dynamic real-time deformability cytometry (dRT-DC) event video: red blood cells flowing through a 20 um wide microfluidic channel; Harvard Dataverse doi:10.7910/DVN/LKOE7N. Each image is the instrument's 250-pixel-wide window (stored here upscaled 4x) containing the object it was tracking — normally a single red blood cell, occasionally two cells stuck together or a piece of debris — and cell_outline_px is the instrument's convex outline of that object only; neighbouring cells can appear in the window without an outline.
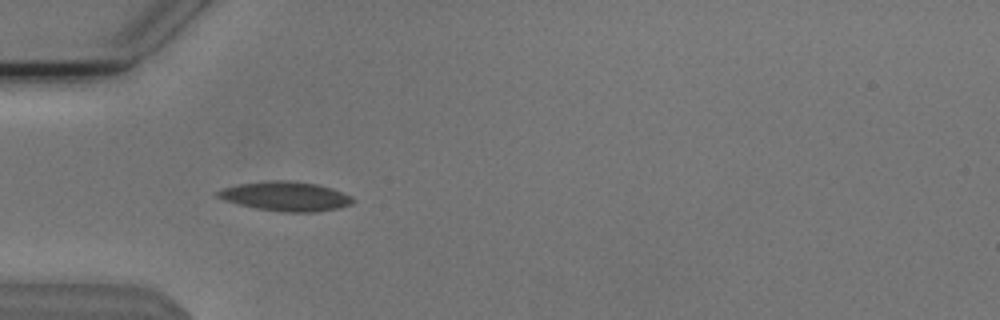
{"species": "Egyptian fruit bat (a non-hibernating species)", "species_latin": "Rousettus aegyptiacus", "temperature_condition": "cold", "stored_images_in_passage": 53, "camera_frame_rate_fps": 3000, "um_per_image_px": 0.085, "animal": {"sex": "male"}, "frame": {"image": 1, "passage_image": 16, "time_ms": 5.0, "image_size_px": [1000, 320], "cell_outline_px": [[356, 200], [352, 204], [340, 208], [316, 212], [284, 212], [256, 208], [224, 200], [216, 196], [216, 192], [224, 188], [240, 184], [272, 180], [288, 180], [316, 184], [332, 188], [352, 196]], "centroid_in_image_um": [24.34, 16.69], "position_along_channel_um": 60.7, "area_um2": 23.06}}
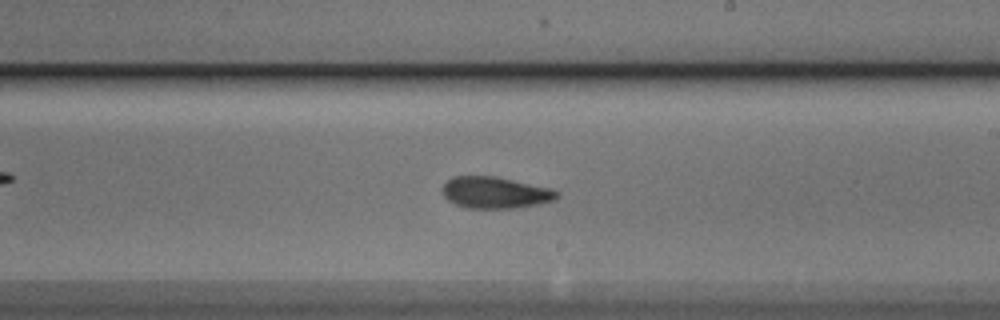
{"frame": {"image": 2, "passage_image": 31, "time_ms": 10.0, "image_size_px": [1000, 320], "cell_outline_px": [[560, 196], [556, 200], [516, 208], [464, 208], [448, 200], [444, 196], [444, 184], [452, 176], [492, 176], [552, 188], [560, 192]], "centroid_in_image_um": [42.13, 16.38], "position_along_channel_um": 246.9, "area_um2": 20.98}}
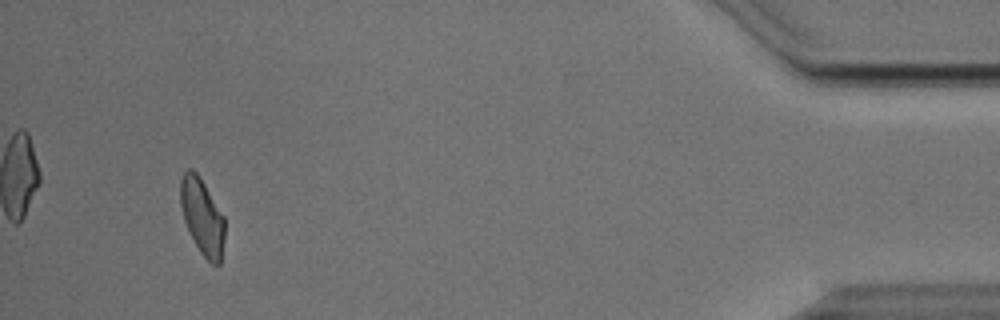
{"frame": {"image": 3, "passage_image": 50, "time_ms": 16.333, "image_size_px": [1000, 320], "cell_outline_px": [[224, 236], [220, 264], [212, 264], [200, 252], [184, 220], [180, 204], [180, 180], [184, 172], [188, 168], [192, 168], [200, 176], [224, 216]], "centroid_in_image_um": [17.18, 18.36], "position_along_channel_um": 418.0, "area_um2": 19.48}, "authors_computed_cell_mechanics": {"area_um2": 21.2704, "velocity_mm_per_s": 3.8111, "shape_relaxation_time_tau1_ms": 5.2051, "shape_relaxation_time_tau2_ms": 4.0473, "deformation_change_tau1": 0.123, "deformation_change_tau2": 0.1255}}